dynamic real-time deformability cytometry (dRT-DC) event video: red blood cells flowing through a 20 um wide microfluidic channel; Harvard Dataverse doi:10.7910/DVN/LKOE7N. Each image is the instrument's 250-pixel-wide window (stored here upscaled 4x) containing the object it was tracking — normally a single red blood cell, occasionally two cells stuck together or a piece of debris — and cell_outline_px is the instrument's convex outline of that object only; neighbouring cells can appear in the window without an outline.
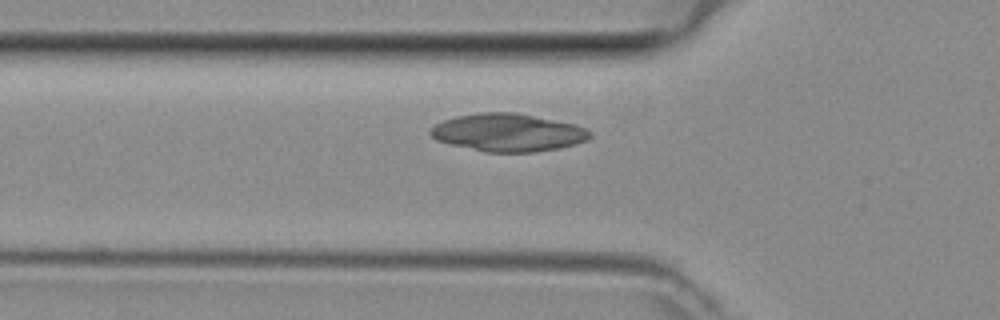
{"species": "common noctule bat (a hibernating species)", "species_latin": "Nyctalus noctula", "temperature_condition": "room temperature", "stored_images_in_passage": 3, "camera_frame_rate_fps": 3000, "um_per_image_px": 0.085, "animal": {"sex": "female", "body_mass_g": 29.2, "forearm_length_mm": 56.3}, "frame": {"image": 1, "passage_image": 3, "time_ms": 0.667, "image_size_px": [1000, 320], "cell_outline_px": [[592, 136], [576, 144], [560, 148], [536, 152], [484, 152], [436, 140], [428, 132], [436, 124], [444, 120], [456, 116], [480, 112], [516, 112], [576, 124], [592, 132]], "centroid_in_image_um": [43.2, 11.26], "position_along_channel_um": 82.6, "area_um2": 35.14}}